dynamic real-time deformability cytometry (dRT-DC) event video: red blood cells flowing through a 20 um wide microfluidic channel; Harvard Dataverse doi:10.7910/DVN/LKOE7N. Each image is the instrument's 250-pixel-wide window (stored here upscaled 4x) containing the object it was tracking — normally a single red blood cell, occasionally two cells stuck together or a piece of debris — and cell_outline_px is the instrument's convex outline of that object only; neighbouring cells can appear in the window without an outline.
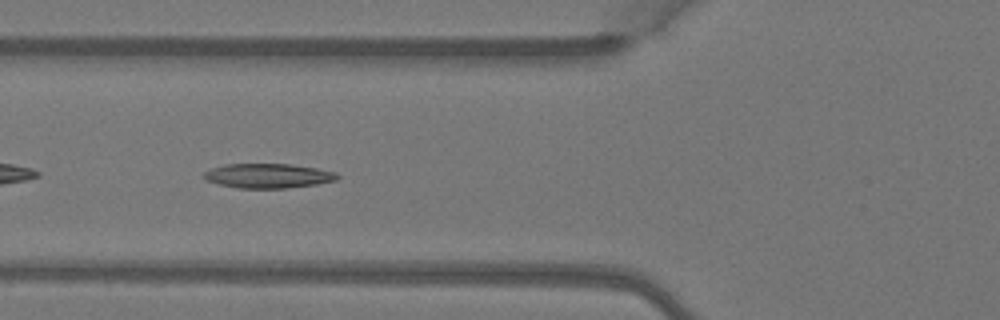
{"species": "Egyptian fruit bat (a non-hibernating species)", "species_latin": "Rousettus aegyptiacus", "temperature_condition": "warm", "stored_images_in_passage": 6, "camera_frame_rate_fps": 3000, "um_per_image_px": 0.085, "animal": {"sex": "female"}, "frame": {"image": 1, "passage_image": 5, "time_ms": 1.333, "image_size_px": [1000, 320], "cell_outline_px": [[340, 176], [336, 180], [316, 184], [284, 188], [236, 188], [204, 180], [200, 176], [204, 172], [212, 168], [224, 164], [292, 164], [316, 168], [336, 172]], "centroid_in_image_um": [22.74, 14.94], "position_along_channel_um": 103.1, "area_um2": 19.13}}
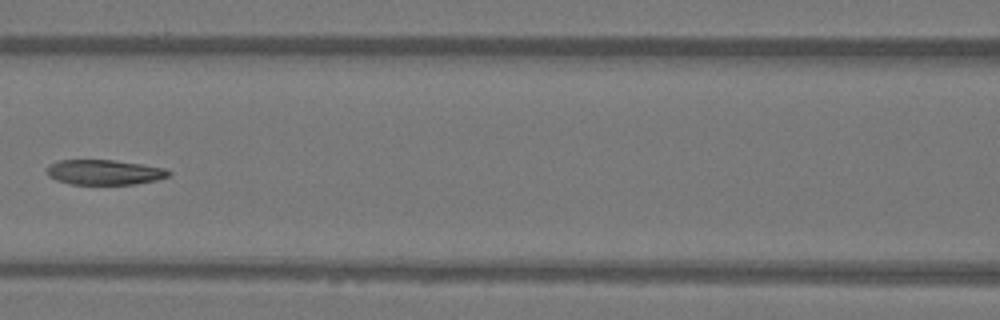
{"frame": {"image": 2, "passage_image": 6, "time_ms": 1.667, "image_size_px": [1000, 320], "cell_outline_px": [[172, 172], [168, 176], [156, 180], [136, 184], [72, 184], [56, 180], [48, 176], [48, 168], [52, 164], [60, 160], [112, 160], [140, 164], [164, 168]], "centroid_in_image_um": [8.89, 14.64], "position_along_channel_um": 157.7, "area_um2": 17.51}}